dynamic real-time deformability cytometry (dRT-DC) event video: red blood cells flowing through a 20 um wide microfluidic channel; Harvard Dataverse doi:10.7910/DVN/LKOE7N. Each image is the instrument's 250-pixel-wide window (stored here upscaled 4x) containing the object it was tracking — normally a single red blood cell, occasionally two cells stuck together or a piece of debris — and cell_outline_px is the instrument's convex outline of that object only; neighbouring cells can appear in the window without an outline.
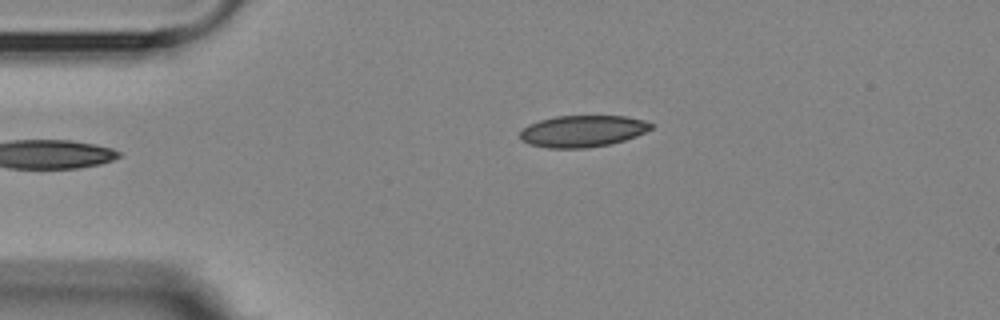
{"species": "Egyptian fruit bat (a non-hibernating species)", "species_latin": "Rousettus aegyptiacus", "temperature_condition": "room temperature", "stored_images_in_passage": 2, "camera_frame_rate_fps": 3000, "um_per_image_px": 0.085, "animal": {"sex": "female"}, "frame": {"image": 1, "passage_image": 2, "time_ms": 1.0, "image_size_px": [1000, 320], "cell_outline_px": [[652, 128], [636, 136], [624, 140], [608, 144], [588, 148], [548, 148], [528, 144], [520, 140], [520, 132], [528, 124], [540, 120], [556, 116], [628, 116], [644, 120], [652, 124]], "centroid_in_image_um": [49.49, 11.15], "position_along_channel_um": 35.5, "area_um2": 24.16}}